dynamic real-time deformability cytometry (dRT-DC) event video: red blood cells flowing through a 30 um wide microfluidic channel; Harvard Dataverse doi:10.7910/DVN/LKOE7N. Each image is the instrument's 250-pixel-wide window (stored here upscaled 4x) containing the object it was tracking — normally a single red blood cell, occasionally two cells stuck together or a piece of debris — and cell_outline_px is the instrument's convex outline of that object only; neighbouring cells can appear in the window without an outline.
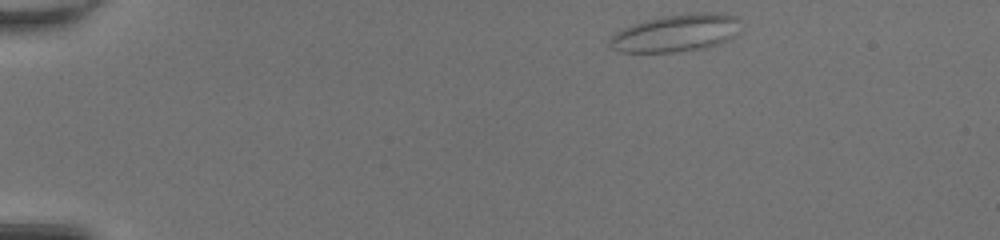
{"species": "common noctule bat (a hibernating species)", "species_latin": "Nyctalus noctula", "temperature_condition": "room temperature", "stored_images_in_passage": 42, "camera_frame_rate_fps": 3000, "um_per_image_px": 0.085, "animal": {"sex": "female", "body_mass_g": 20.0, "forearm_length_mm": 54.0}, "frame": {"image": 1, "passage_image": 1, "time_ms": 0.0, "image_size_px": [1000, 240], "cell_outline_px": [[740, 32], [728, 40], [708, 48], [676, 52], [620, 52], [612, 48], [608, 44], [608, 40], [616, 32], [632, 24], [644, 20], [660, 16], [688, 12], [724, 12], [736, 16], [740, 20]], "centroid_in_image_um": [57.52, 2.79], "position_along_channel_um": 27.5, "area_um2": 29.3}}
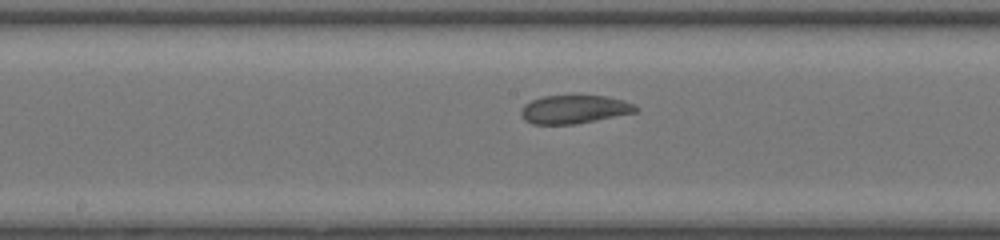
{"frame": {"image": 2, "passage_image": 20, "time_ms": 6.333, "image_size_px": [1000, 240], "cell_outline_px": [[640, 108], [636, 112], [576, 124], [532, 124], [524, 120], [520, 112], [524, 104], [532, 100], [544, 96], [608, 96], [624, 100], [636, 104]], "centroid_in_image_um": [48.84, 9.29], "position_along_channel_um": 199.4, "area_um2": 19.02}}
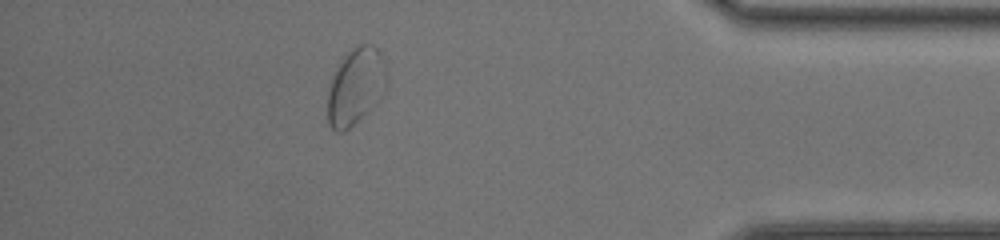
{"frame": {"image": 3, "passage_image": 37, "time_ms": 12.0, "image_size_px": [1000, 240], "cell_outline_px": [[384, 92], [372, 108], [368, 112], [344, 132], [336, 132], [328, 124], [328, 92], [332, 76], [336, 68], [344, 56], [356, 44], [372, 44], [380, 52], [384, 60]], "centroid_in_image_um": [30.2, 7.35], "position_along_channel_um": 405.0, "area_um2": 26.13}, "authors_computed_cell_mechanics": {"area_um2": 20.9525, "velocity_mm_per_s": 4.2281, "shape_relaxation_time_tau1_ms": null, "shape_relaxation_time_tau2_ms": 1.5156, "deformation_change_tau1": null, "deformation_change_tau2": 0.0702}}